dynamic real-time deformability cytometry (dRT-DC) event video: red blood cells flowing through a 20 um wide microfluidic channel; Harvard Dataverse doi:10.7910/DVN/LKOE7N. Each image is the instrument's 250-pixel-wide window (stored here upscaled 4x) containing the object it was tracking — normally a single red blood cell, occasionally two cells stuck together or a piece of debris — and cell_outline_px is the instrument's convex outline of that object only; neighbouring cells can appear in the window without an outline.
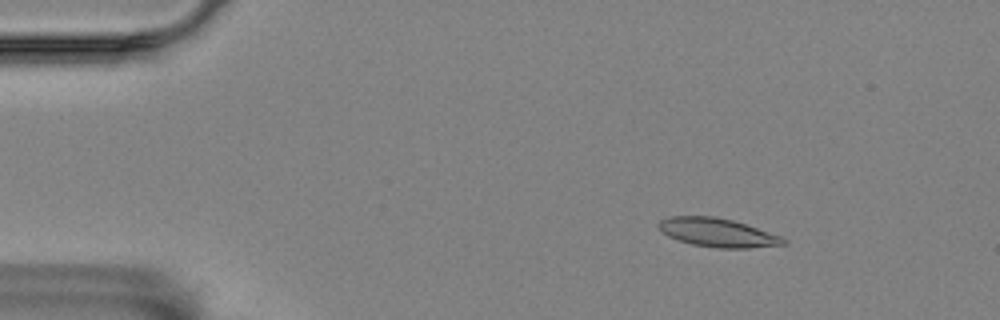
{"species": "Egyptian fruit bat (a non-hibernating species)", "species_latin": "Rousettus aegyptiacus", "temperature_condition": "room temperature", "stored_images_in_passage": 57, "camera_frame_rate_fps": 3000, "um_per_image_px": 0.085, "animal": {"sex": "female"}, "frame": {"image": 1, "passage_image": 8, "time_ms": 2.333, "image_size_px": [1000, 320], "cell_outline_px": [[788, 244], [748, 248], [716, 248], [692, 244], [668, 236], [656, 224], [660, 220], [668, 216], [716, 216], [732, 220], [780, 236], [788, 240]], "centroid_in_image_um": [60.99, 19.77], "position_along_channel_um": 24.0, "area_um2": 20.69}}
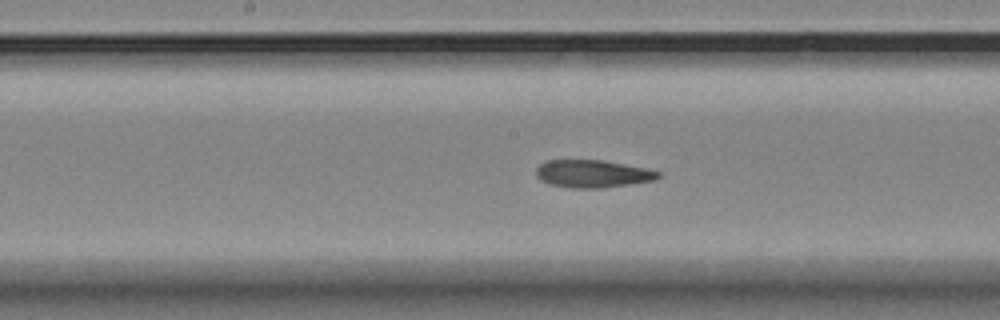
{"frame": {"image": 2, "passage_image": 29, "time_ms": 9.333, "image_size_px": [1000, 320], "cell_outline_px": [[660, 176], [656, 180], [632, 184], [604, 188], [568, 188], [548, 184], [540, 180], [536, 176], [536, 168], [544, 160], [604, 160], [644, 168], [660, 172]], "centroid_in_image_um": [50.34, 14.78], "position_along_channel_um": 197.9, "area_um2": 19.88}}
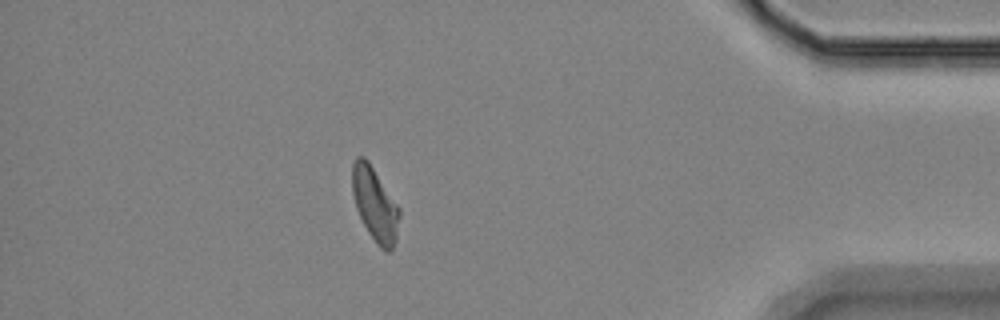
{"frame": {"image": 3, "passage_image": 50, "time_ms": 16.333, "image_size_px": [1000, 320], "cell_outline_px": [[400, 216], [396, 240], [392, 248], [388, 252], [384, 252], [376, 244], [368, 232], [356, 208], [352, 192], [352, 164], [356, 156], [364, 156], [368, 160], [400, 208]], "centroid_in_image_um": [31.87, 17.37], "position_along_channel_um": 403.3, "area_um2": 20.35}, "authors_computed_cell_mechanics": {"area_um2": 20.1144, "velocity_mm_per_s": 3.5124, "shape_relaxation_time_tau1_ms": null, "shape_relaxation_time_tau2_ms": 6.0784, "deformation_change_tau1": null, "deformation_change_tau2": 0.1427}}